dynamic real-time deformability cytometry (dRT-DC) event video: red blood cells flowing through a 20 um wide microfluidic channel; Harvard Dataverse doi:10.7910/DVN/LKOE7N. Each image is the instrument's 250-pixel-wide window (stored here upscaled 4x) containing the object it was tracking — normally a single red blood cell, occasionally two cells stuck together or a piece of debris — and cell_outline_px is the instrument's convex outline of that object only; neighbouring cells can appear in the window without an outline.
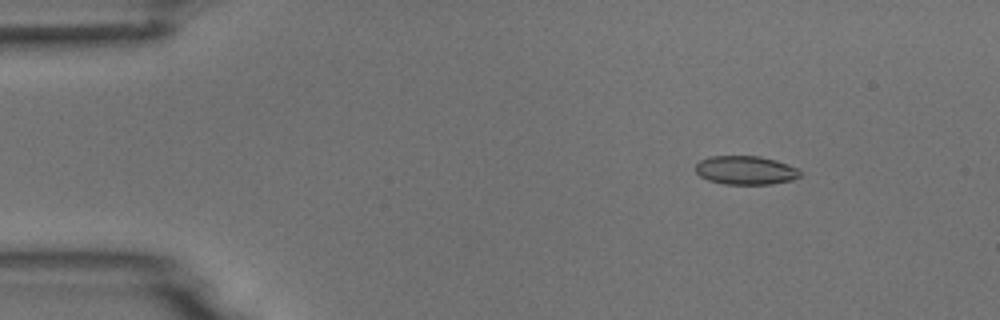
{"species": "common noctule bat (a hibernating species)", "species_latin": "Nyctalus noctula", "temperature_condition": "room temperature", "stored_images_in_passage": 5, "camera_frame_rate_fps": 3000, "um_per_image_px": 0.085, "animal": {"sex": "male", "body_mass_g": 18.8}, "frame": {"image": 1, "passage_image": 2, "time_ms": 1.0, "image_size_px": [1000, 320], "cell_outline_px": [[800, 176], [792, 180], [772, 184], [724, 184], [708, 180], [700, 176], [696, 172], [696, 164], [700, 160], [712, 156], [760, 156], [776, 160], [796, 168], [800, 172]], "centroid_in_image_um": [63.36, 14.47], "position_along_channel_um": 21.6, "area_um2": 17.4}}
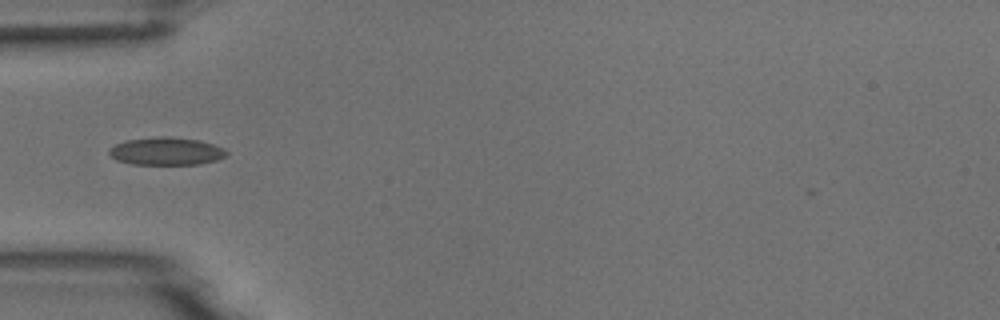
{"frame": {"image": 2, "passage_image": 4, "time_ms": 4.333, "image_size_px": [1000, 320], "cell_outline_px": [[228, 156], [216, 160], [200, 164], [132, 164], [116, 160], [108, 152], [108, 148], [116, 144], [128, 140], [160, 136], [168, 136], [200, 140], [224, 148], [228, 152]], "centroid_in_image_um": [14.15, 12.85], "position_along_channel_um": 70.8, "area_um2": 19.02}}